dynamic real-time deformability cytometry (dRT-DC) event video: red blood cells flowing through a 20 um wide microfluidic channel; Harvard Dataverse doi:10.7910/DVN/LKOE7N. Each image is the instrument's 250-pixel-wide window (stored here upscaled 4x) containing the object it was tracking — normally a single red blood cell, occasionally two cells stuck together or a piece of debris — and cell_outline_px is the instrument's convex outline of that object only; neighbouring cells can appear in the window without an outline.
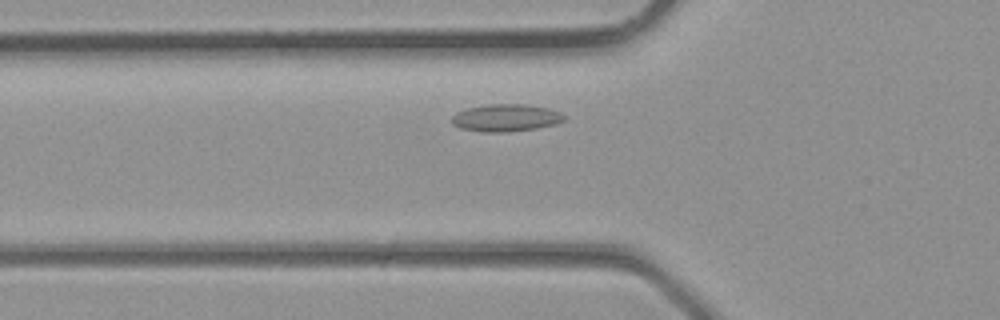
{"species": "common noctule bat (a hibernating species)", "species_latin": "Nyctalus noctula", "temperature_condition": "room temperature", "stored_images_in_passage": 5, "camera_frame_rate_fps": 3000, "um_per_image_px": 0.085, "animal": {"sex": "male", "body_mass_g": 23.1, "forearm_length_mm": 52.7}, "frame": {"image": 1, "passage_image": 5, "time_ms": 1.333, "image_size_px": [1000, 320], "cell_outline_px": [[564, 120], [556, 124], [536, 128], [508, 132], [480, 132], [460, 128], [452, 124], [452, 116], [456, 112], [468, 108], [484, 104], [528, 104], [548, 108], [560, 112], [564, 116]], "centroid_in_image_um": [42.98, 10.01], "position_along_channel_um": 82.8, "area_um2": 18.03}}